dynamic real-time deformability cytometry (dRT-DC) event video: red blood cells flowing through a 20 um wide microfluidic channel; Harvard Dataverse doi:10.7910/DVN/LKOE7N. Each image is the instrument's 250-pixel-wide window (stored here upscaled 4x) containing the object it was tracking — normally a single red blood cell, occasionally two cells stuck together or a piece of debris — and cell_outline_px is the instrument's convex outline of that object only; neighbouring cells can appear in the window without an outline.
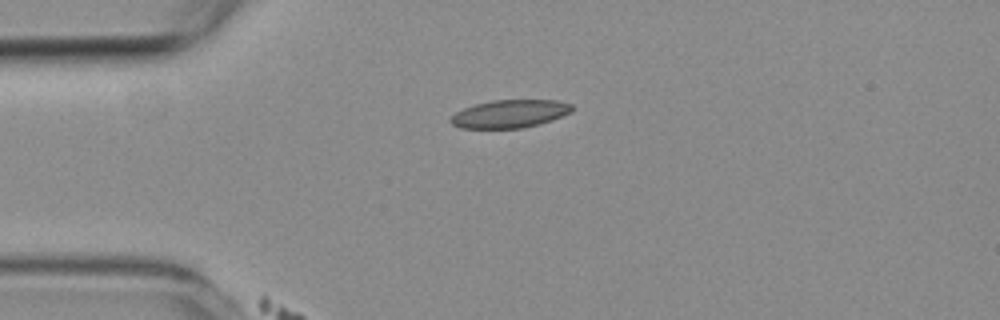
{"species": "common noctule bat (a hibernating species)", "species_latin": "Nyctalus noctula", "temperature_condition": "room temperature", "stored_images_in_passage": 5, "camera_frame_rate_fps": 3000, "um_per_image_px": 0.085, "animal": {"sex": "female", "body_mass_g": 19.3, "forearm_length_mm": 54.1}, "frame": {"image": 1, "passage_image": 5, "time_ms": 5.333, "image_size_px": [1000, 320], "cell_outline_px": [[572, 112], [552, 120], [540, 124], [524, 128], [460, 128], [452, 124], [448, 120], [456, 112], [464, 108], [476, 104], [492, 100], [556, 100], [572, 104]], "centroid_in_image_um": [43.34, 9.68], "position_along_channel_um": 41.7, "area_um2": 19.83}}